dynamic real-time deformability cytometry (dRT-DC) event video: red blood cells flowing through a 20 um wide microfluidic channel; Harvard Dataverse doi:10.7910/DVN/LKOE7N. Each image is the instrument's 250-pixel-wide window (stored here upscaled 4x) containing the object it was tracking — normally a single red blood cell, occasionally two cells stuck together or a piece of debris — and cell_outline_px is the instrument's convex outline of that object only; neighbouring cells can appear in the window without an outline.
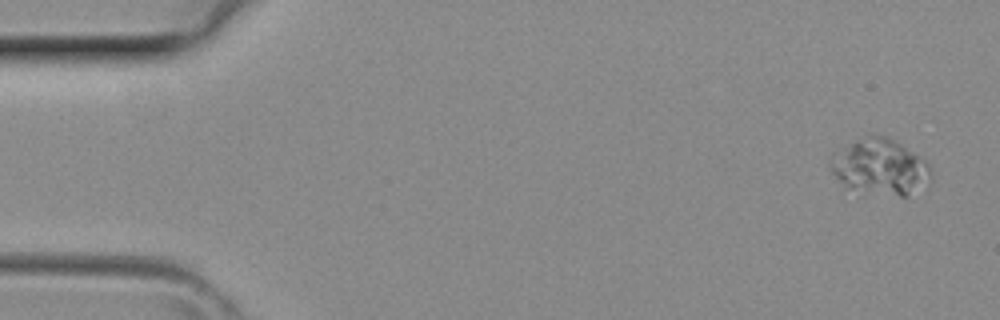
{"species": "common noctule bat (a hibernating species)", "species_latin": "Nyctalus noctula", "temperature_condition": "room temperature", "stored_images_in_passage": 5, "camera_frame_rate_fps": 3000, "um_per_image_px": 0.085, "animal": {"sex": "female", "body_mass_g": 29.2, "forearm_length_mm": 56.3}, "frame": {"image": 1, "passage_image": 1, "time_ms": 0.0, "image_size_px": [1000, 320], "cell_outline_px": [[932, 176], [908, 196], [900, 196], [844, 188], [828, 168], [828, 160], [832, 152], [872, 136], [888, 136], [924, 160], [928, 164], [932, 172]], "centroid_in_image_um": [74.73, 14.21], "position_along_channel_um": 10.3, "area_um2": 31.96}}
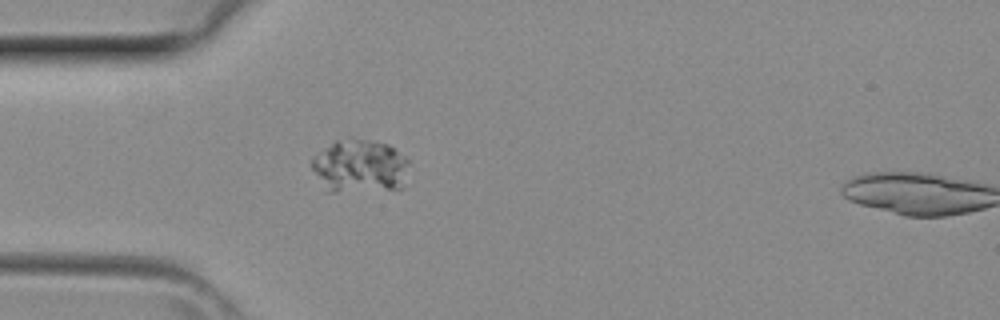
{"frame": {"image": 2, "passage_image": 4, "time_ms": 1.0, "image_size_px": [1000, 320], "cell_outline_px": [[408, 164], [400, 188], [336, 192], [324, 192], [312, 168], [312, 156], [316, 152], [336, 140], [368, 140], [388, 144], [404, 156], [408, 160]], "centroid_in_image_um": [30.5, 14.14], "position_along_channel_um": 54.5, "area_um2": 29.94}}